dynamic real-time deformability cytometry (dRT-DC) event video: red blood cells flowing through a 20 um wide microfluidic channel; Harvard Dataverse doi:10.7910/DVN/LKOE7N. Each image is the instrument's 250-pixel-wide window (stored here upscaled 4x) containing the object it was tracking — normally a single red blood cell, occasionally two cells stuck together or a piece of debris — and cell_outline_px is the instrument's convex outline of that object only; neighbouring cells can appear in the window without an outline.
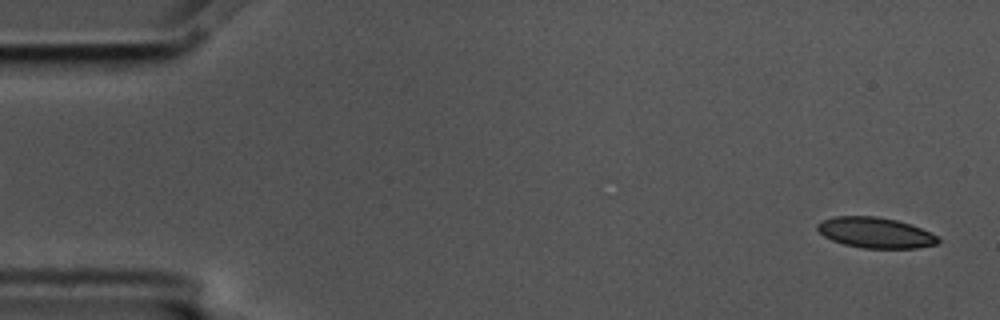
{"species": "common noctule bat (a hibernating species)", "species_latin": "Nyctalus noctula", "temperature_condition": "cold", "stored_images_in_passage": 6, "segment_of_instrument_passage": [2, 2], "camera_frame_rate_fps": 3000, "um_per_image_px": 0.085, "animal": {"sex": "male", "body_mass_g": 17.5, "forearm_length_mm": 52.3}, "frame": {"image": 1, "passage_image": 6, "time_ms": 1.667, "image_size_px": [1000, 320], "cell_outline_px": [[940, 240], [936, 244], [916, 248], [864, 248], [844, 244], [832, 240], [824, 236], [816, 228], [816, 224], [820, 220], [832, 216], [876, 216], [896, 220], [920, 228], [936, 236]], "centroid_in_image_um": [74.34, 19.77], "position_along_channel_um": 10.7, "area_um2": 21.39}}